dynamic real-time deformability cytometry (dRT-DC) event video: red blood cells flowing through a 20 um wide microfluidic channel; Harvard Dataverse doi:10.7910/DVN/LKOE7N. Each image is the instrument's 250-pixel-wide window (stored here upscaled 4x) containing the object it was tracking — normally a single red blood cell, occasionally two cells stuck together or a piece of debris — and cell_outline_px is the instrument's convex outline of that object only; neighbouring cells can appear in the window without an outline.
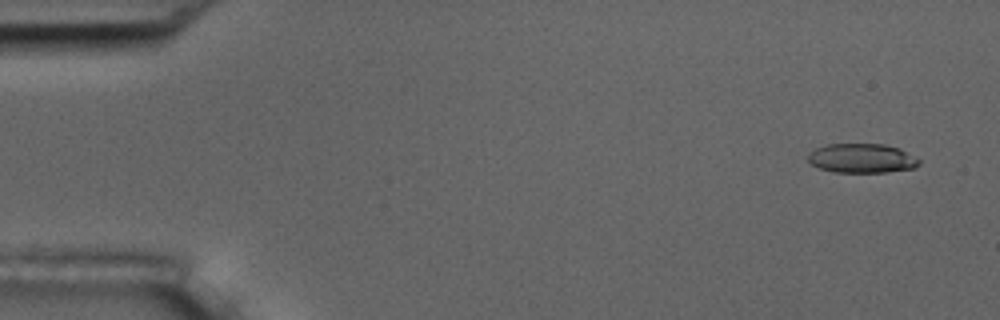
{"species": "common noctule bat (a hibernating species)", "species_latin": "Nyctalus noctula", "temperature_condition": "room temperature", "stored_images_in_passage": 5, "camera_frame_rate_fps": 3000, "um_per_image_px": 0.085, "animal": {"sex": "male", "body_mass_g": 17.5, "forearm_length_mm": 52.3}, "frame": {"image": 1, "passage_image": 1, "time_ms": 0.0, "image_size_px": [1000, 320], "cell_outline_px": [[920, 164], [916, 168], [888, 172], [836, 172], [820, 168], [812, 164], [808, 160], [808, 152], [816, 148], [828, 144], [884, 144], [900, 148], [920, 160]], "centroid_in_image_um": [73.28, 13.45], "position_along_channel_um": 11.7, "area_um2": 19.02}}
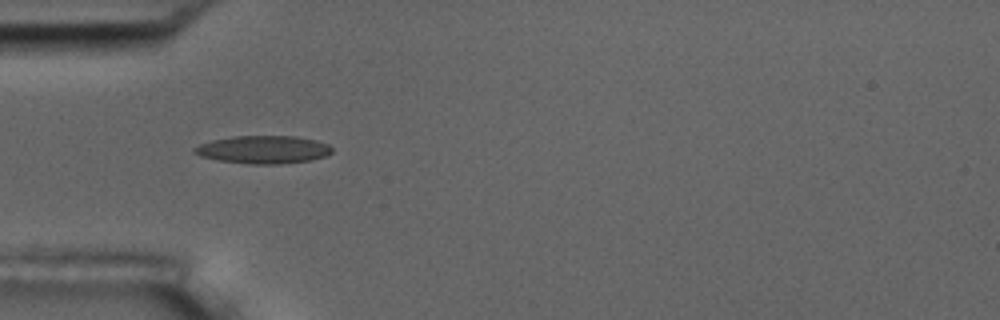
{"frame": {"image": 2, "passage_image": 4, "time_ms": 4.667, "image_size_px": [1000, 320], "cell_outline_px": [[332, 152], [328, 156], [312, 160], [280, 164], [248, 164], [216, 160], [200, 156], [192, 152], [192, 148], [200, 144], [212, 140], [232, 136], [296, 136], [316, 140], [328, 144], [332, 148]], "centroid_in_image_um": [22.38, 12.72], "position_along_channel_um": 62.6, "area_um2": 22.66}}